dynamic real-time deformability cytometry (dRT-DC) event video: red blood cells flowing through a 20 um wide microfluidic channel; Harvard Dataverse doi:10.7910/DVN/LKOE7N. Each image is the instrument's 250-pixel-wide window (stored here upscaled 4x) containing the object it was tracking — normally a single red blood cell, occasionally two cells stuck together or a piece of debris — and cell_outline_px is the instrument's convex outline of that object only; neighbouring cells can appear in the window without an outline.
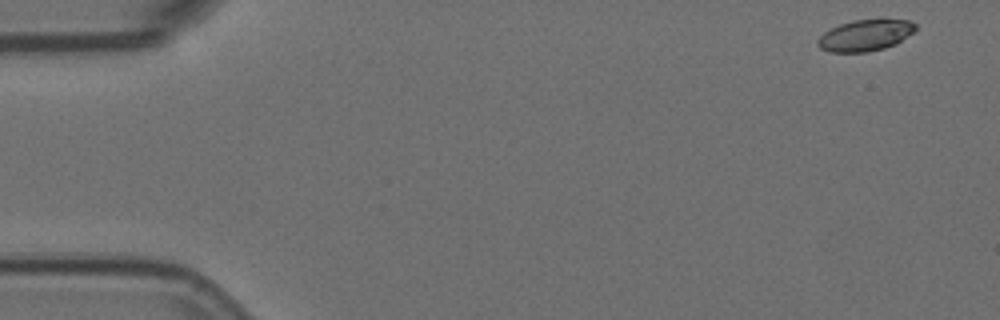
{"species": "Egyptian fruit bat (a non-hibernating species)", "species_latin": "Rousettus aegyptiacus", "temperature_condition": "room temperature", "stored_images_in_passage": 7, "camera_frame_rate_fps": 3000, "um_per_image_px": 0.085, "animal": {"sex": "female"}, "frame": {"image": 1, "passage_image": 1, "time_ms": 0.0, "image_size_px": [1000, 320], "cell_outline_px": [[916, 28], [912, 32], [896, 44], [884, 48], [868, 52], [828, 52], [820, 48], [816, 44], [816, 40], [824, 32], [840, 24], [852, 20], [908, 20], [916, 24]], "centroid_in_image_um": [73.5, 3.02], "position_along_channel_um": 11.5, "area_um2": 17.69}}
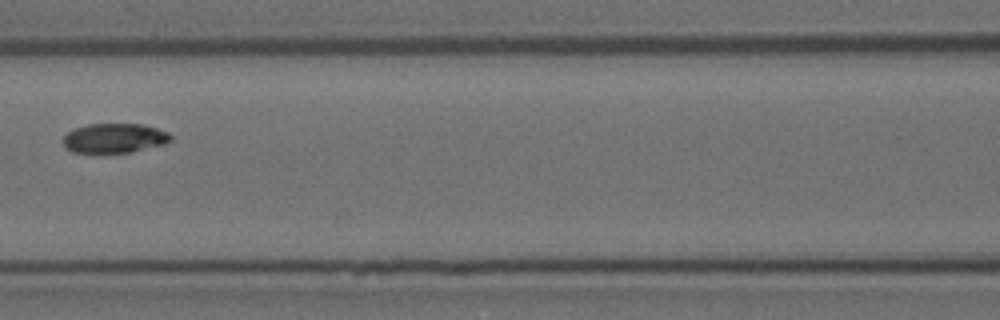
{"frame": {"image": 2, "passage_image": 7, "time_ms": 2.0, "image_size_px": [1000, 320], "cell_outline_px": [[172, 140], [164, 144], [132, 152], [72, 152], [64, 144], [64, 136], [68, 132], [76, 128], [88, 124], [144, 124], [168, 132], [172, 136]], "centroid_in_image_um": [9.77, 11.73], "position_along_channel_um": 156.8, "area_um2": 18.32}}